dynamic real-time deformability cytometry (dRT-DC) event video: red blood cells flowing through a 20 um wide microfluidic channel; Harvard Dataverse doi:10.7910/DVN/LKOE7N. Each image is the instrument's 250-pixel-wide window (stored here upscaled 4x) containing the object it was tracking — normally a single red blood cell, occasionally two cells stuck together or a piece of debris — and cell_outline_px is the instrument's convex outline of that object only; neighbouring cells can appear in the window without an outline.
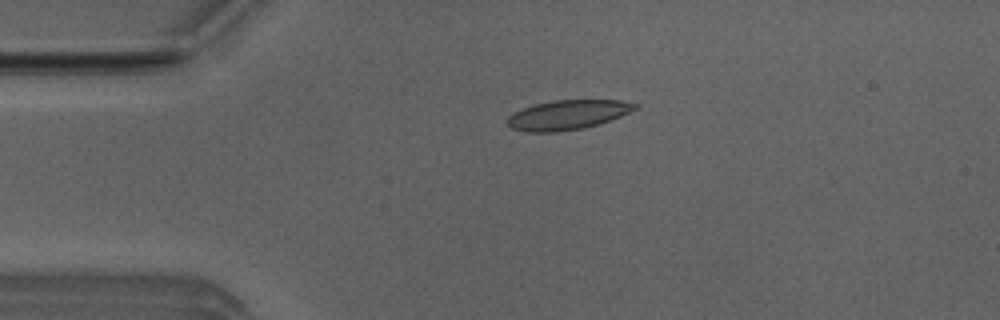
{"species": "Egyptian fruit bat (a non-hibernating species)", "species_latin": "Rousettus aegyptiacus", "temperature_condition": "room temperature", "stored_images_in_passage": 2, "camera_frame_rate_fps": 3000, "um_per_image_px": 0.085, "animal": {"sex": "male"}, "frame": {"image": 1, "passage_image": 2, "time_ms": 0.333, "image_size_px": [1000, 320], "cell_outline_px": [[640, 108], [600, 124], [584, 128], [556, 132], [528, 132], [512, 128], [508, 124], [508, 116], [524, 108], [536, 104], [552, 100], [620, 100], [640, 104]], "centroid_in_image_um": [48.32, 9.76], "position_along_channel_um": 36.7, "area_um2": 21.96}}